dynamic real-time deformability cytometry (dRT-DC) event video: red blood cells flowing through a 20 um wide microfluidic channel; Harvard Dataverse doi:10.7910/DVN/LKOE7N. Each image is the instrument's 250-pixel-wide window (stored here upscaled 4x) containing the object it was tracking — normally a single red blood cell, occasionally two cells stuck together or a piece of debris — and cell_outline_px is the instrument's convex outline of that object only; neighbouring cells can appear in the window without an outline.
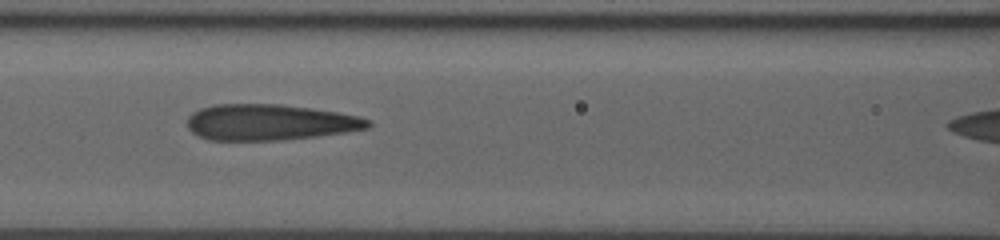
{"species": "human", "species_latin": "Homo sapiens", "temperature_condition": "room temperature", "stored_images_in_passage": 41, "camera_frame_rate_fps": 3000, "um_per_image_px": 0.085, "donor": {"sex": "male"}, "frame": {"image": 1, "passage_image": 21, "time_ms": 6.667, "image_size_px": [1000, 240], "cell_outline_px": [[372, 124], [368, 128], [348, 132], [284, 140], [208, 140], [192, 132], [188, 128], [188, 116], [192, 112], [200, 108], [212, 104], [280, 104], [312, 108], [360, 116], [372, 120]], "centroid_in_image_um": [22.94, 10.39], "position_along_channel_um": 143.7, "area_um2": 38.15}}
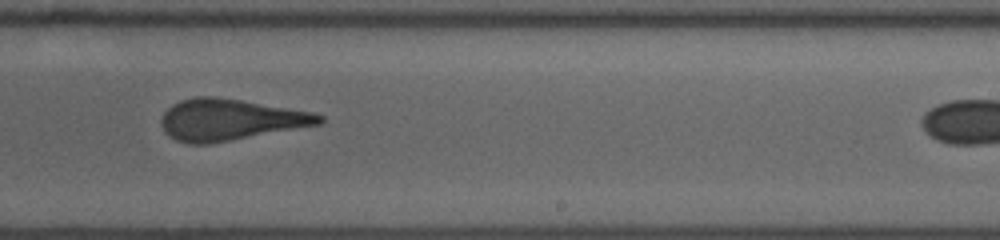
{"frame": {"image": 2, "passage_image": 30, "time_ms": 9.667, "image_size_px": [1000, 240], "cell_outline_px": [[324, 120], [320, 124], [208, 144], [188, 144], [176, 140], [168, 136], [164, 132], [160, 124], [160, 120], [164, 112], [172, 104], [180, 100], [196, 96], [212, 96], [240, 100], [312, 112], [324, 116]], "centroid_in_image_um": [19.49, 10.17], "position_along_channel_um": 269.5, "area_um2": 37.86}}
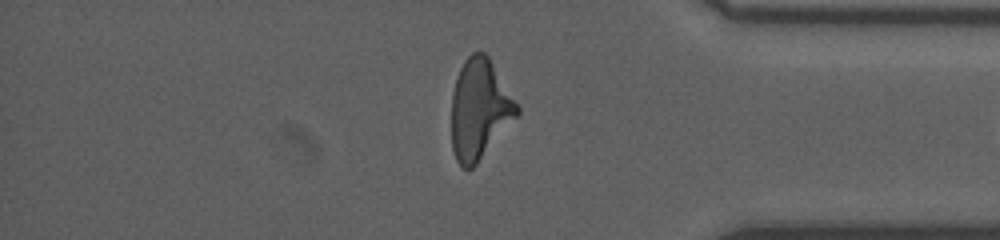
{"frame": {"image": 3, "passage_image": 40, "time_ms": 13.0, "image_size_px": [1000, 240], "cell_outline_px": [[520, 112], [476, 164], [472, 168], [464, 168], [456, 160], [452, 148], [452, 92], [460, 68], [464, 60], [472, 52], [484, 52], [488, 56], [520, 108]], "centroid_in_image_um": [40.75, 9.27], "position_along_channel_um": 394.5, "area_um2": 37.57}}